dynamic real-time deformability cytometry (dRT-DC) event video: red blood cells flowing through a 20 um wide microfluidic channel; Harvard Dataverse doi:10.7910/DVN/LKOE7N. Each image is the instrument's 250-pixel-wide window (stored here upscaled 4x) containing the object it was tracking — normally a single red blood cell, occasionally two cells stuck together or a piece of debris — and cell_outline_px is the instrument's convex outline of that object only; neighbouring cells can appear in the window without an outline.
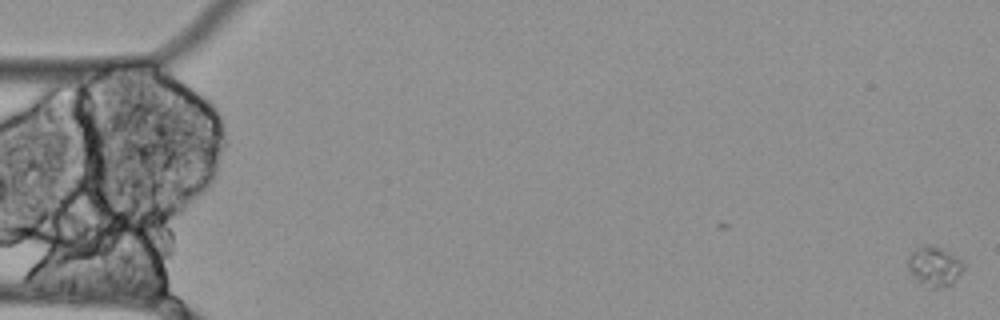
{"species": "Egyptian fruit bat (a non-hibernating species)", "species_latin": "Rousettus aegyptiacus", "temperature_condition": "cold", "stored_images_in_passage": 6, "camera_frame_rate_fps": 3000, "um_per_image_px": 0.085, "animal": {"sex": "female"}, "frame": {"image": 1, "passage_image": 1, "time_ms": 0.0, "image_size_px": [1000, 320], "cell_outline_px": [[964, 268], [952, 284], [940, 288], [932, 288], [920, 284], [916, 280], [908, 268], [908, 256], [916, 248], [924, 244], [932, 244], [944, 248], [956, 256], [964, 264]], "centroid_in_image_um": [79.42, 22.62], "position_along_channel_um": 5.6, "area_um2": 13.06}}